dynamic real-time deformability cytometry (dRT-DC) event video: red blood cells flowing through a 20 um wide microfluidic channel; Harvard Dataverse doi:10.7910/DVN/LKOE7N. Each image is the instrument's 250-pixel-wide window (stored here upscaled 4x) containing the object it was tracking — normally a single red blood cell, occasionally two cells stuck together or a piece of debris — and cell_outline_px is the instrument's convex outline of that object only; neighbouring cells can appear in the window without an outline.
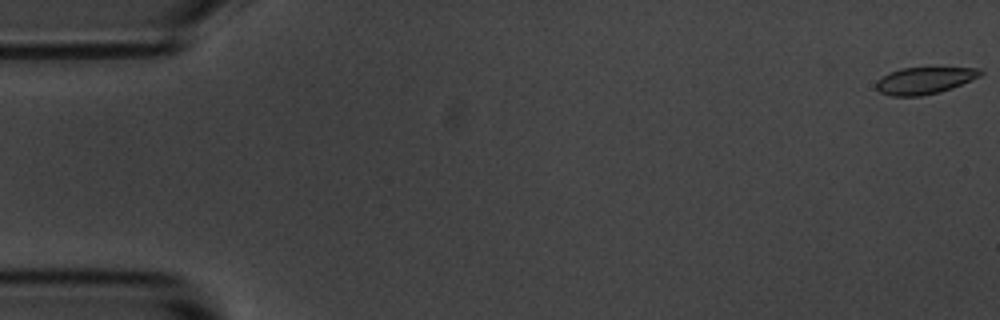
{"species": "common noctule bat (a hibernating species)", "species_latin": "Nyctalus noctula", "temperature_condition": "room temperature", "stored_images_in_passage": 51, "camera_frame_rate_fps": 3000, "um_per_image_px": 0.085, "animal": {"sex": "male", "body_mass_g": 20.1, "forearm_length_mm": 53.5}, "frame": {"image": 1, "passage_image": 1, "time_ms": 0.0, "image_size_px": [1000, 320], "cell_outline_px": [[984, 72], [980, 76], [952, 88], [940, 92], [920, 96], [892, 96], [880, 92], [876, 88], [876, 80], [888, 72], [900, 68], [980, 68]], "centroid_in_image_um": [78.55, 6.84], "position_along_channel_um": 6.4, "area_um2": 16.3}}
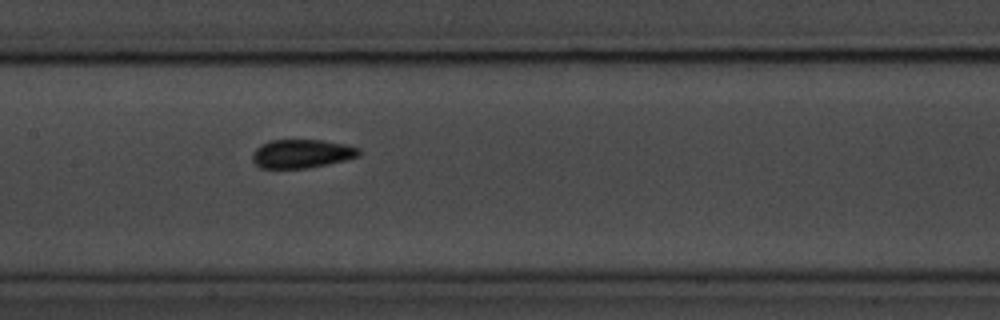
{"frame": {"image": 2, "passage_image": 27, "time_ms": 8.667, "image_size_px": [1000, 320], "cell_outline_px": [[360, 156], [328, 164], [308, 168], [260, 168], [252, 160], [252, 152], [260, 144], [268, 140], [320, 140], [344, 144], [360, 148]], "centroid_in_image_um": [25.62, 13.06], "position_along_channel_um": 181.8, "area_um2": 17.86}}
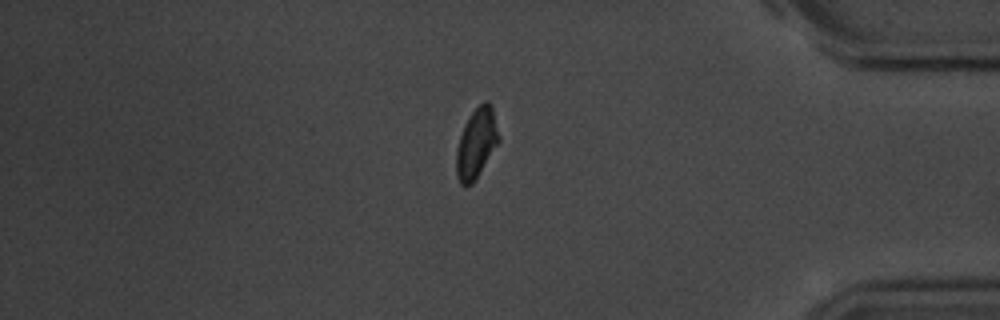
{"frame": {"image": 3, "passage_image": 47, "time_ms": 15.333, "image_size_px": [1000, 320], "cell_outline_px": [[500, 140], [472, 184], [460, 184], [456, 176], [456, 148], [464, 124], [472, 112], [484, 100], [488, 100], [492, 104], [500, 136]], "centroid_in_image_um": [40.5, 12.13], "position_along_channel_um": 394.7, "area_um2": 17.28}, "authors_computed_cell_mechanics": {"area_um2": 17.5134, "velocity_mm_per_s": 3.6459, "shape_relaxation_time_tau1_ms": 4.6538, "shape_relaxation_time_tau2_ms": 2.2015, "deformation_change_tau1": 0.1146, "deformation_change_tau2": 0.0691}}